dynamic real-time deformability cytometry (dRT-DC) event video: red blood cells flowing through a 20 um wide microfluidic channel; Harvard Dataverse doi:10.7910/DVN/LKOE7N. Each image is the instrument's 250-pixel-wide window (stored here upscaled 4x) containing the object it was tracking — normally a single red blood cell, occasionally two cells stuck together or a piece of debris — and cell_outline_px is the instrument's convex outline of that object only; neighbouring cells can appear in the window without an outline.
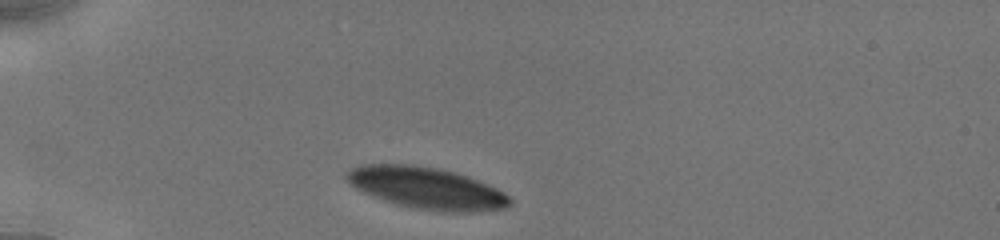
{"species": "human", "species_latin": "Homo sapiens", "temperature_condition": "cold", "stored_images_in_passage": 25, "camera_frame_rate_fps": 3000, "um_per_image_px": 0.085, "donor": {"sex": "male"}, "frame": {"image": 1, "passage_image": 1, "time_ms": 0.0, "image_size_px": [1000, 240], "cell_outline_px": [[512, 204], [508, 208], [480, 212], [444, 212], [416, 208], [396, 204], [372, 196], [356, 188], [344, 176], [344, 172], [348, 168], [360, 164], [412, 164], [436, 168], [456, 172], [468, 176], [496, 188], [504, 192], [512, 200]], "centroid_in_image_um": [36.27, 15.99], "position_along_channel_um": 48.7, "area_um2": 40.0}}
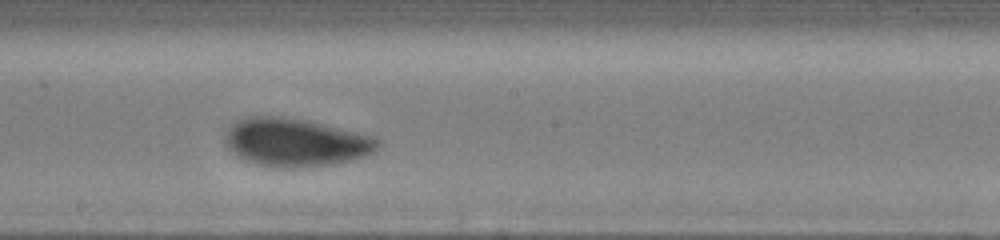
{"frame": {"image": 2, "passage_image": 14, "time_ms": 5.333, "image_size_px": [1000, 240], "cell_outline_px": [[380, 148], [364, 156], [348, 160], [324, 164], [296, 168], [280, 168], [256, 164], [244, 160], [232, 152], [224, 144], [224, 132], [232, 124], [240, 120], [252, 116], [280, 116], [304, 120], [372, 136], [380, 140]], "centroid_in_image_um": [25.06, 12.1], "position_along_channel_um": 223.1, "area_um2": 42.37}}
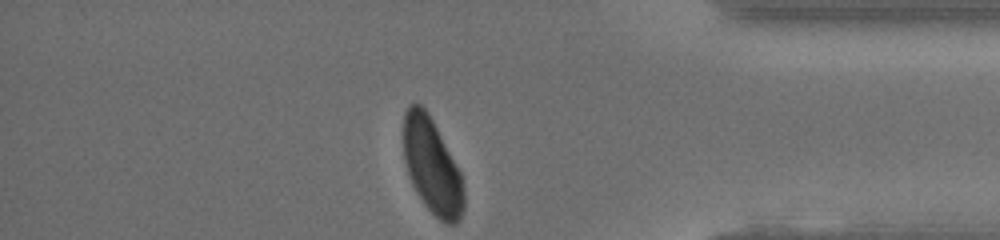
{"frame": {"image": 3, "passage_image": 25, "time_ms": 10.333, "image_size_px": [1000, 240], "cell_outline_px": [[464, 212], [460, 220], [456, 224], [444, 224], [424, 204], [416, 192], [408, 176], [404, 160], [404, 112], [408, 104], [416, 100], [428, 112], [460, 172], [464, 188]], "centroid_in_image_um": [36.72, 14.13], "position_along_channel_um": 398.5, "area_um2": 33.7}, "authors_computed_cell_mechanics": {"area_um2": 41.2692, "velocity_mm_per_s": 3.8758, "shape_relaxation_time_tau1_ms": 2.5692, "shape_relaxation_time_tau2_ms": null, "deformation_change_tau1": 0.1138, "deformation_change_tau2": null}}